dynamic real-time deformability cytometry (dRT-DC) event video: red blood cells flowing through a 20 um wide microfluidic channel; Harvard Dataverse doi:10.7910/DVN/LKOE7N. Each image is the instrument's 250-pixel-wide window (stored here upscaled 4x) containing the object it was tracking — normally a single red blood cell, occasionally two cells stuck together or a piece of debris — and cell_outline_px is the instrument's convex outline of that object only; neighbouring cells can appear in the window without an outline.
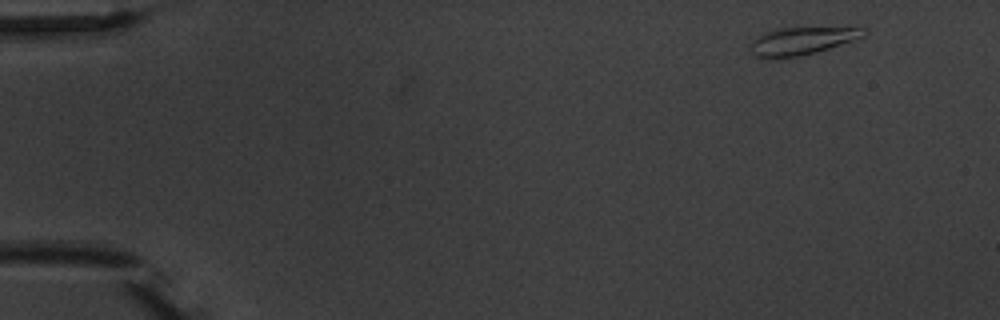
{"species": "common noctule bat (a hibernating species)", "species_latin": "Nyctalus noctula", "temperature_condition": "warm", "stored_images_in_passage": 3, "camera_frame_rate_fps": 3000, "um_per_image_px": 0.085, "animal": {"sex": "male", "body_mass_g": 20.1, "forearm_length_mm": 53.5}, "frame": {"image": 1, "passage_image": 1, "time_ms": 0.0, "image_size_px": [1000, 320], "cell_outline_px": [[868, 32], [864, 36], [856, 40], [816, 52], [800, 56], [768, 60], [756, 56], [752, 52], [748, 44], [752, 40], [764, 32], [776, 28], [864, 28]], "centroid_in_image_um": [68.1, 3.5], "position_along_channel_um": 16.9, "area_um2": 18.5}}